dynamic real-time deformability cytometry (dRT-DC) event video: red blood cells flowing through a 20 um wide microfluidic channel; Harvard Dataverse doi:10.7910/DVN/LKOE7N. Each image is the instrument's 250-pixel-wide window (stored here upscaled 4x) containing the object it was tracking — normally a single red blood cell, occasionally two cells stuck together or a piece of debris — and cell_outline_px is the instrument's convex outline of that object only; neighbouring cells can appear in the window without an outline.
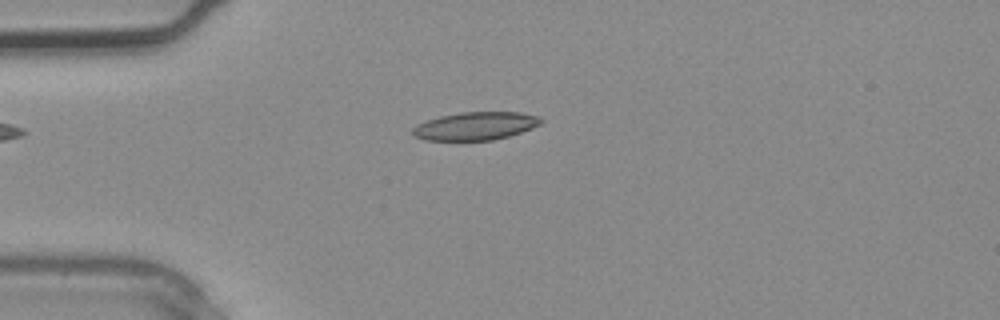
{"species": "common noctule bat (a hibernating species)", "species_latin": "Nyctalus noctula", "temperature_condition": "warm", "stored_images_in_passage": 3, "camera_frame_rate_fps": 3000, "um_per_image_px": 0.085, "animal": {"sex": "male", "body_mass_g": 20.4}, "frame": {"image": 1, "passage_image": 3, "time_ms": 0.667, "image_size_px": [1000, 320], "cell_outline_px": [[544, 120], [540, 124], [532, 128], [508, 136], [492, 140], [424, 140], [412, 136], [412, 128], [416, 124], [440, 116], [460, 112], [520, 112], [540, 116]], "centroid_in_image_um": [40.4, 10.7], "position_along_channel_um": 44.6, "area_um2": 21.04}}